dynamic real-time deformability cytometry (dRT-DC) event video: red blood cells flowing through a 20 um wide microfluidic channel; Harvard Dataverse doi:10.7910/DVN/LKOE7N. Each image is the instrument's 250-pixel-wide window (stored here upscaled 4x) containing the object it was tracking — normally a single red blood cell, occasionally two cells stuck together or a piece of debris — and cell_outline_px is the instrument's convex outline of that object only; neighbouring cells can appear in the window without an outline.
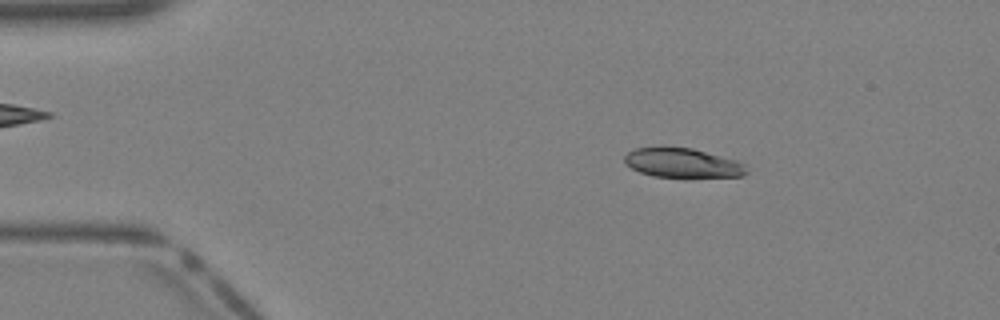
{"species": "Egyptian fruit bat (a non-hibernating species)", "species_latin": "Rousettus aegyptiacus", "temperature_condition": "warm", "stored_images_in_passage": 38, "camera_frame_rate_fps": 3000, "um_per_image_px": 0.085, "animal": {"sex": "female"}, "frame": {"image": 1, "passage_image": 5, "time_ms": 1.333, "image_size_px": [1000, 320], "cell_outline_px": [[748, 172], [744, 176], [684, 180], [652, 176], [640, 172], [624, 164], [624, 156], [628, 152], [636, 148], [660, 144], [692, 148], [736, 160], [744, 164]], "centroid_in_image_um": [57.99, 13.87], "position_along_channel_um": 27.0, "area_um2": 22.48}}
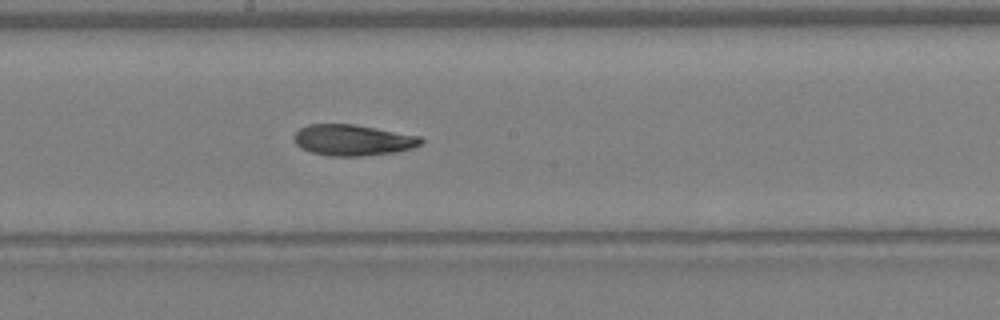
{"frame": {"image": 2, "passage_image": 20, "time_ms": 6.333, "image_size_px": [1000, 320], "cell_outline_px": [[424, 140], [420, 144], [412, 148], [396, 152], [360, 156], [328, 156], [312, 152], [300, 148], [296, 144], [292, 136], [300, 128], [308, 124], [352, 124], [376, 128], [420, 136]], "centroid_in_image_um": [29.96, 11.91], "position_along_channel_um": 218.2, "area_um2": 22.95}}
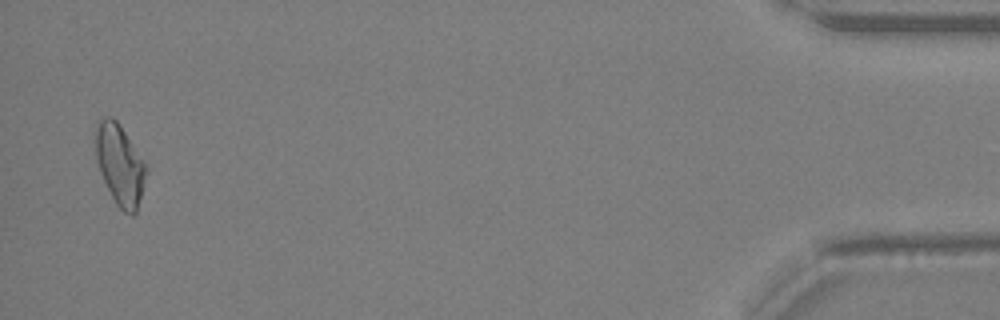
{"frame": {"image": 3, "passage_image": 37, "time_ms": 12.0, "image_size_px": [1000, 320], "cell_outline_px": [[148, 168], [136, 212], [132, 216], [124, 212], [116, 204], [100, 172], [96, 160], [92, 132], [100, 120], [104, 116], [112, 116], [120, 124], [144, 160]], "centroid_in_image_um": [10.15, 13.93], "position_along_channel_um": 425.0, "area_um2": 24.1}}